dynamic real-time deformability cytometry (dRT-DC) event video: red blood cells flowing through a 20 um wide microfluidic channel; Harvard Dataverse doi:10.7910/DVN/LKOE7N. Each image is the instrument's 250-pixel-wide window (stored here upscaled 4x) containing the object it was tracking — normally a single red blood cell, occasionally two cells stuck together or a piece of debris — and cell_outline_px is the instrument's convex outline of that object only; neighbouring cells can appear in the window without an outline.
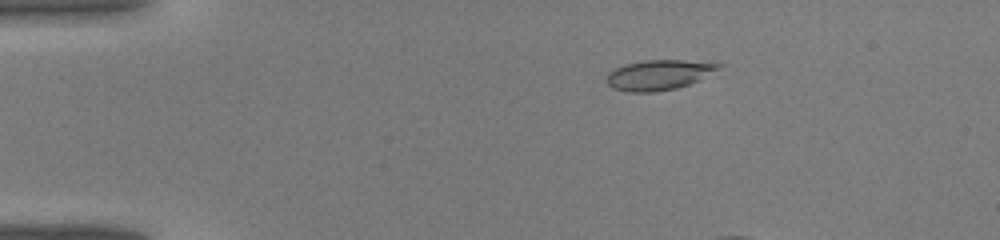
{"species": "common noctule bat (a hibernating species)", "species_latin": "Nyctalus noctula", "temperature_condition": "warm", "stored_images_in_passage": 12, "camera_frame_rate_fps": 3000, "um_per_image_px": 0.085, "animal": {"sex": "male", "body_mass_g": 19.0, "forearm_length_mm": 50.8}, "frame": {"image": 1, "passage_image": 3, "time_ms": 0.667, "image_size_px": [1000, 240], "cell_outline_px": [[724, 64], [720, 68], [700, 80], [676, 88], [652, 92], [628, 92], [612, 88], [608, 84], [608, 72], [624, 64], [644, 60], [680, 60]], "centroid_in_image_um": [55.99, 6.36], "position_along_channel_um": 29.0, "area_um2": 19.48}}
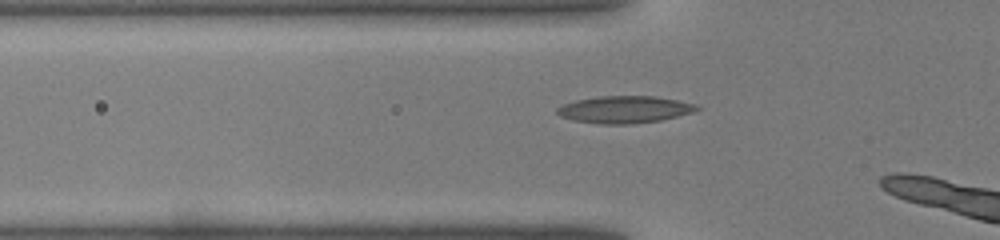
{"frame": {"image": 2, "passage_image": 10, "time_ms": 3.0, "image_size_px": [1000, 240], "cell_outline_px": [[700, 108], [692, 112], [660, 120], [632, 124], [600, 124], [572, 120], [560, 116], [556, 112], [556, 108], [560, 104], [576, 100], [600, 96], [652, 96], [676, 100], [696, 104]], "centroid_in_image_um": [53.02, 9.31], "position_along_channel_um": 72.8, "area_um2": 22.02}}